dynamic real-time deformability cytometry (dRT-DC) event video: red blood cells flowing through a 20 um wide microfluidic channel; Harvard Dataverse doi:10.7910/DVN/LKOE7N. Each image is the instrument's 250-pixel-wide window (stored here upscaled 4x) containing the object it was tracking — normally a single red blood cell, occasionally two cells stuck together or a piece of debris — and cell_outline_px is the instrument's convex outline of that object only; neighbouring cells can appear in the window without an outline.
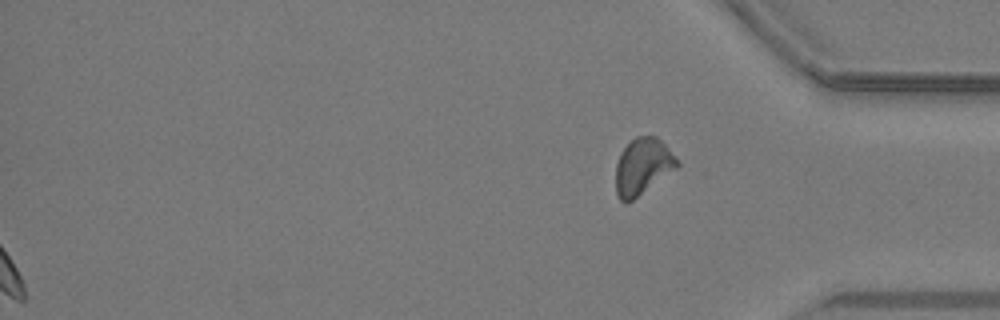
{"species": "common noctule bat (a hibernating species)", "species_latin": "Nyctalus noctula", "temperature_condition": "warm", "stored_images_in_passage": 38, "segment_of_instrument_passage": [2, 2], "camera_frame_rate_fps": 3000, "um_per_image_px": 0.085, "animal": {"sex": "male", "body_mass_g": 19.2, "forearm_length_mm": 51.8}, "frame": {"image": 1, "passage_image": 38, "time_ms": 12.333, "image_size_px": [1000, 320], "cell_outline_px": [[680, 164], [676, 168], [628, 204], [624, 204], [620, 200], [616, 192], [616, 164], [620, 152], [636, 136], [656, 136], [668, 148]], "centroid_in_image_um": [54.6, 14.17], "position_along_channel_um": 380.6, "area_um2": 20.0}}